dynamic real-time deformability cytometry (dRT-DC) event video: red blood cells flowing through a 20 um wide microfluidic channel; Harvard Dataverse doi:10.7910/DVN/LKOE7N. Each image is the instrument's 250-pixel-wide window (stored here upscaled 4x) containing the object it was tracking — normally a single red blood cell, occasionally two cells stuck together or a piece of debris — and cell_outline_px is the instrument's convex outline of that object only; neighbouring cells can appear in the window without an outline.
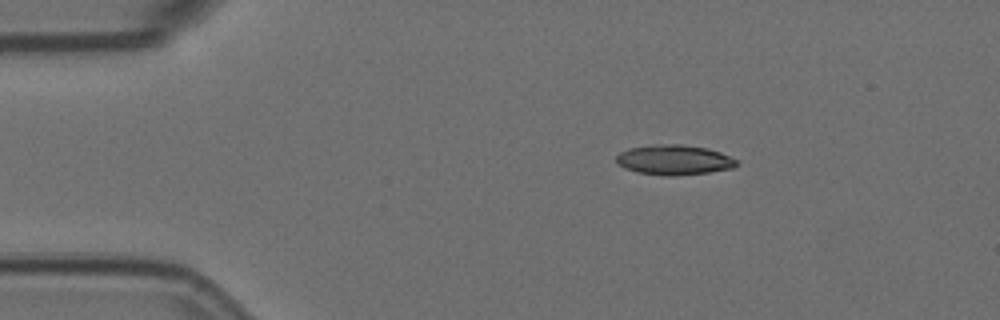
{"species": "Egyptian fruit bat (a non-hibernating species)", "species_latin": "Rousettus aegyptiacus", "temperature_condition": "room temperature", "stored_images_in_passage": 3, "camera_frame_rate_fps": 3000, "um_per_image_px": 0.085, "animal": {"sex": "female"}, "frame": {"image": 1, "passage_image": 1, "time_ms": 0.0, "image_size_px": [1000, 320], "cell_outline_px": [[740, 164], [732, 168], [708, 172], [672, 176], [664, 176], [636, 172], [624, 168], [616, 164], [616, 156], [620, 152], [628, 148], [652, 144], [680, 144], [708, 148], [720, 152], [740, 160]], "centroid_in_image_um": [57.29, 13.58], "position_along_channel_um": 27.7, "area_um2": 21.39}}